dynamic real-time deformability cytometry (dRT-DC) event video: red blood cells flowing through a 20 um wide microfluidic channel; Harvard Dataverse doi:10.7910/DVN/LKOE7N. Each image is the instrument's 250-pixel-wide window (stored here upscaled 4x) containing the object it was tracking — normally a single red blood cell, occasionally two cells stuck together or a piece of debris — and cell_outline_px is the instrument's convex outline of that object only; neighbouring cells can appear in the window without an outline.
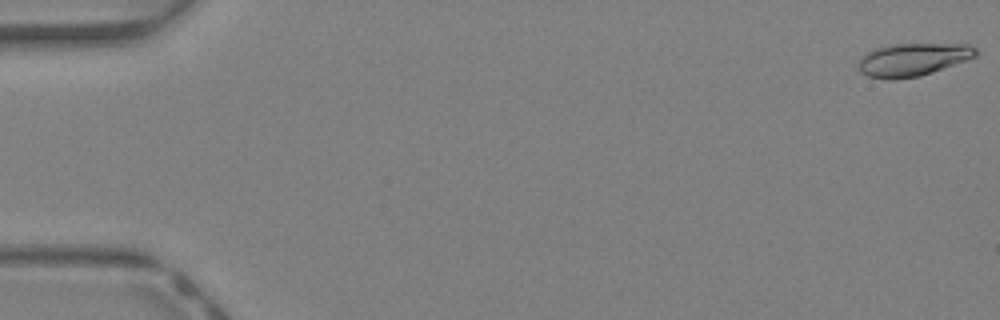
{"species": "Egyptian fruit bat (a non-hibernating species)", "species_latin": "Rousettus aegyptiacus", "temperature_condition": "warm", "stored_images_in_passage": 44, "camera_frame_rate_fps": 3000, "um_per_image_px": 0.085, "animal": {"sex": "female"}, "frame": {"image": 1, "passage_image": 1, "time_ms": 0.0, "image_size_px": [1000, 320], "cell_outline_px": [[976, 56], [932, 72], [920, 76], [892, 80], [888, 80], [868, 76], [860, 72], [860, 56], [872, 48], [892, 44], [968, 44], [976, 48]], "centroid_in_image_um": [77.54, 5.06], "position_along_channel_um": 7.5, "area_um2": 22.43}}
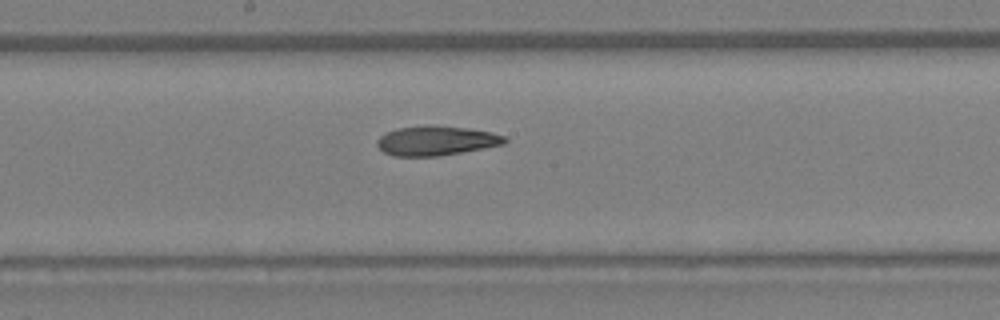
{"frame": {"image": 2, "passage_image": 24, "time_ms": 7.667, "image_size_px": [1000, 320], "cell_outline_px": [[508, 140], [504, 144], [484, 148], [436, 156], [392, 156], [384, 152], [376, 144], [376, 140], [380, 136], [396, 128], [428, 124], [468, 128], [488, 132], [504, 136]], "centroid_in_image_um": [37.04, 11.95], "position_along_channel_um": 211.2, "area_um2": 21.91}}
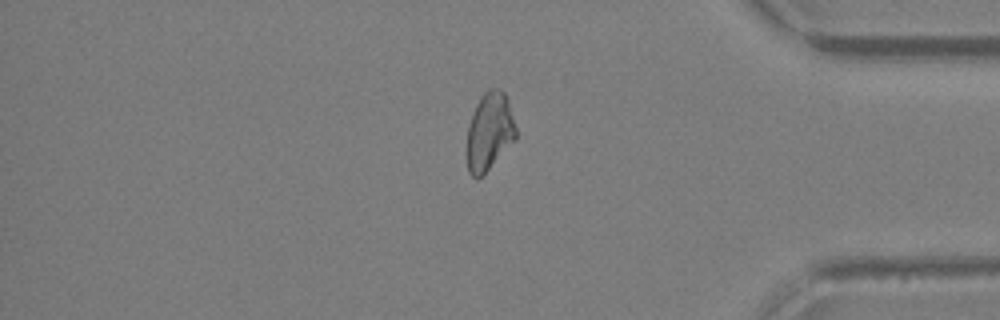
{"frame": {"image": 3, "passage_image": 37, "time_ms": 12.0, "image_size_px": [1000, 320], "cell_outline_px": [[516, 140], [480, 176], [472, 176], [468, 172], [468, 124], [476, 104], [480, 96], [484, 92], [492, 88], [500, 88], [504, 92], [508, 100], [516, 128]], "centroid_in_image_um": [41.62, 11.12], "position_along_channel_um": 393.6, "area_um2": 21.85}, "authors_computed_cell_mechanics": {"area_um2": 22.3686, "velocity_mm_per_s": 4.7861, "shape_relaxation_time_tau1_ms": 7.2842, "shape_relaxation_time_tau2_ms": 2.7831, "deformation_change_tau1": 0.2351, "deformation_change_tau2": 0.112}}